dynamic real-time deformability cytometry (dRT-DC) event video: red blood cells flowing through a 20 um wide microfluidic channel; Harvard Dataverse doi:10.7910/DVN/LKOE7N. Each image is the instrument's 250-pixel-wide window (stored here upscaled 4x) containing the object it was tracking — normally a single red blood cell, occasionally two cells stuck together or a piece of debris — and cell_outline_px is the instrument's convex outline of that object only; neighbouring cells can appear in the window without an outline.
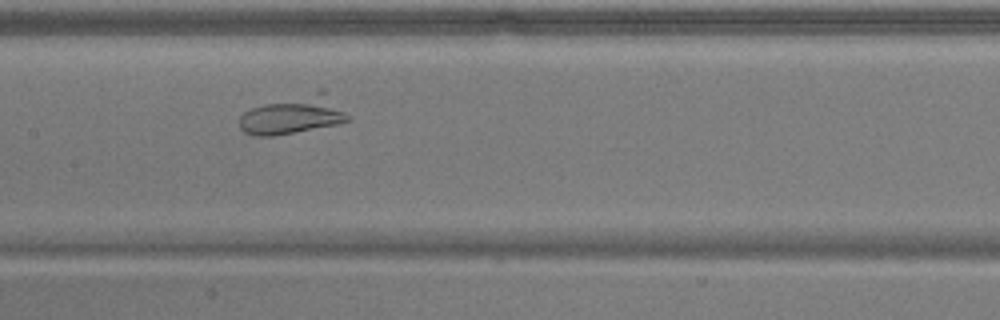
{"species": "common noctule bat (a hibernating species)", "species_latin": "Nyctalus noctula", "temperature_condition": "warm", "stored_images_in_passage": 52, "camera_frame_rate_fps": 3000, "um_per_image_px": 0.085, "animal": {"sex": "male", "body_mass_g": 17.9}, "frame": {"image": 1, "passage_image": 24, "time_ms": 7.667, "image_size_px": [1000, 320], "cell_outline_px": [[352, 120], [336, 124], [272, 136], [252, 136], [244, 132], [240, 128], [240, 116], [244, 112], [252, 108], [264, 104], [320, 88], [324, 88]], "centroid_in_image_um": [24.94, 9.74], "position_along_channel_um": 182.5, "area_um2": 24.1}}
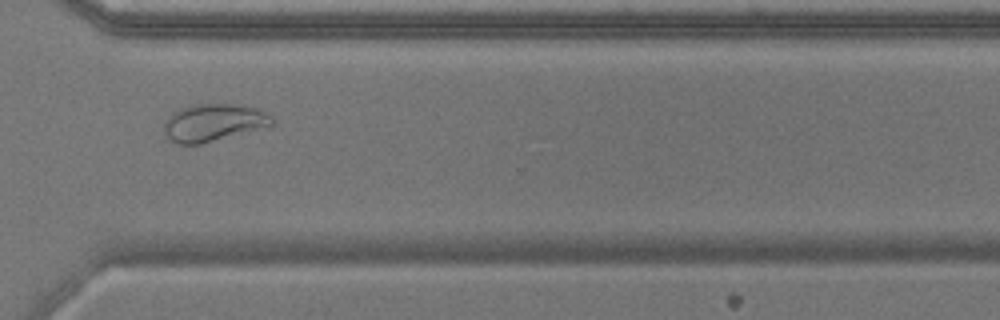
{"frame": {"image": 2, "passage_image": 38, "time_ms": 12.333, "image_size_px": [1000, 320], "cell_outline_px": [[272, 124], [200, 144], [180, 144], [172, 140], [164, 132], [164, 120], [172, 112], [180, 108], [192, 104], [236, 104], [256, 108], [264, 112], [272, 120]], "centroid_in_image_um": [18.04, 10.39], "position_along_channel_um": 352.6, "area_um2": 22.89}}
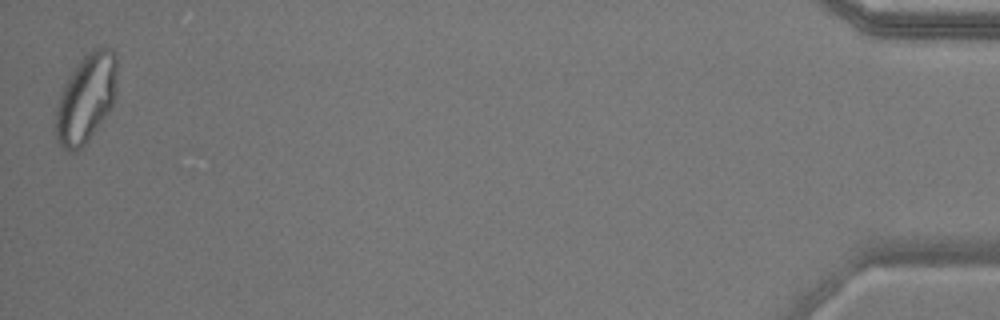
{"frame": {"image": 3, "passage_image": 52, "time_ms": 17.0, "image_size_px": [1000, 320], "cell_outline_px": [[116, 100], [88, 140], [76, 152], [68, 152], [56, 140], [52, 128], [56, 108], [60, 92], [72, 72], [80, 60], [88, 52], [96, 48], [112, 48], [116, 56]], "centroid_in_image_um": [7.28, 8.4], "position_along_channel_um": 427.9, "area_um2": 31.85}, "authors_computed_cell_mechanics": {"area_um2": 26.6458, "velocity_mm_per_s": 3.6394, "shape_relaxation_time_tau1_ms": null, "shape_relaxation_time_tau2_ms": 1.0987, "deformation_change_tau1": null, "deformation_change_tau2": 0.072}}